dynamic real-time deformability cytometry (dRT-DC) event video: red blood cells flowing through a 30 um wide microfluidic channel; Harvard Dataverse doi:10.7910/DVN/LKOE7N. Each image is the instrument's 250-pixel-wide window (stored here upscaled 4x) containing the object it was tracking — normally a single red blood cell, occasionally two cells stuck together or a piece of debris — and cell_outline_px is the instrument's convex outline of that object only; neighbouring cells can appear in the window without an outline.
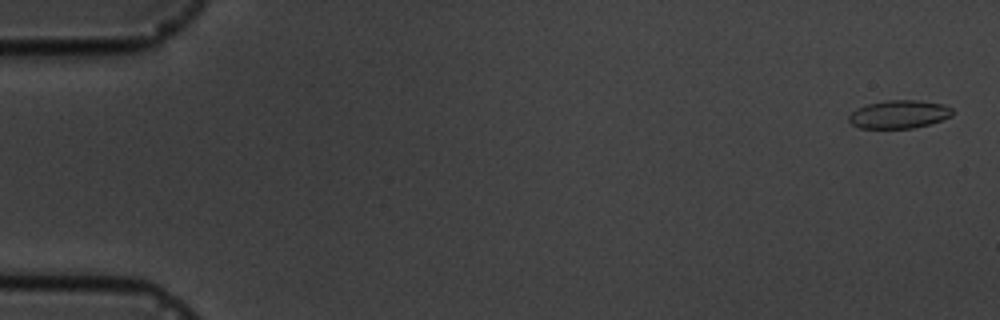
{"species": "common noctule bat (a hibernating species)", "species_latin": "Nyctalus noctula", "temperature_condition": "cold", "stored_images_in_passage": 10, "camera_frame_rate_fps": 3000, "um_per_image_px": 0.085, "animal": {"sex": "male", "body_mass_g": 19.5, "forearm_length_mm": 54.6}, "frame": {"image": 1, "passage_image": 1, "time_ms": 0.0, "image_size_px": [1000, 320], "cell_outline_px": [[952, 116], [928, 124], [912, 128], [860, 128], [852, 124], [848, 120], [848, 116], [856, 108], [868, 104], [888, 100], [916, 100], [944, 104], [952, 108]], "centroid_in_image_um": [76.4, 9.71], "position_along_channel_um": 8.6, "area_um2": 16.88}}
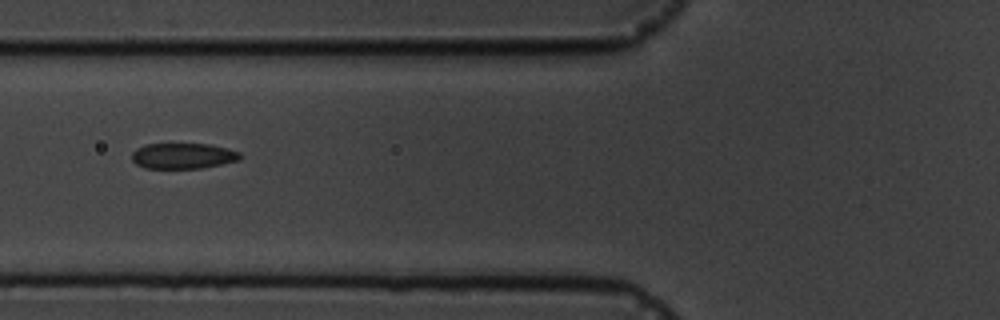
{"frame": {"image": 2, "passage_image": 7, "time_ms": 6.667, "image_size_px": [1000, 320], "cell_outline_px": [[240, 156], [236, 160], [220, 164], [200, 168], [144, 168], [136, 164], [132, 160], [132, 152], [136, 148], [144, 144], [208, 144], [228, 148], [240, 152]], "centroid_in_image_um": [15.5, 13.24], "position_along_channel_um": 110.3, "area_um2": 16.07}}
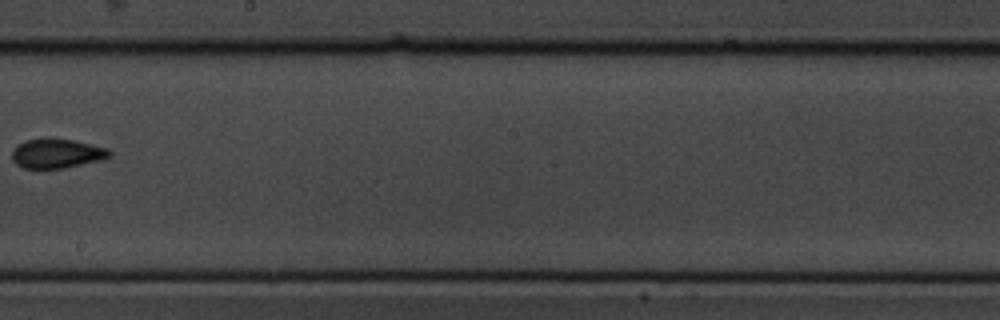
{"frame": {"image": 3, "passage_image": 10, "time_ms": 10.333, "image_size_px": [1000, 320], "cell_outline_px": [[112, 156], [100, 160], [64, 168], [24, 168], [16, 164], [12, 160], [12, 152], [16, 144], [24, 140], [48, 136], [72, 140], [108, 148], [112, 152]], "centroid_in_image_um": [4.8, 13.01], "position_along_channel_um": 243.4, "area_um2": 17.05}}